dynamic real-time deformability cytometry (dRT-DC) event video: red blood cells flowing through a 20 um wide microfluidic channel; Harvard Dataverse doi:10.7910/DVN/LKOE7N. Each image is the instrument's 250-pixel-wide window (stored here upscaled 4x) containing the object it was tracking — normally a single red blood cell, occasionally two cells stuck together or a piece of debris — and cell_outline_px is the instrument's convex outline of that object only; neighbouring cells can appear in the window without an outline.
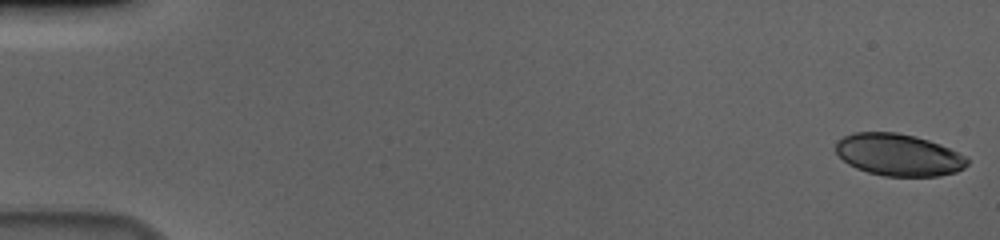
{"species": "human", "species_latin": "Homo sapiens", "temperature_condition": "cold", "stored_images_in_passage": 59, "camera_frame_rate_fps": 3000, "um_per_image_px": 0.085, "donor": {"sex": "male"}, "frame": {"image": 1, "passage_image": 1, "time_ms": 0.0, "image_size_px": [1000, 240], "cell_outline_px": [[968, 164], [964, 168], [956, 172], [940, 176], [884, 176], [868, 172], [856, 168], [848, 164], [836, 152], [836, 140], [852, 132], [896, 132], [916, 136], [940, 144], [968, 156]], "centroid_in_image_um": [76.39, 13.16], "position_along_channel_um": 8.6, "area_um2": 32.43}}
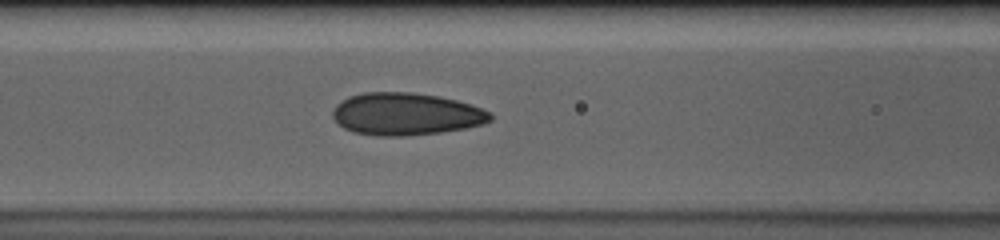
{"frame": {"image": 2, "passage_image": 27, "time_ms": 8.667, "image_size_px": [1000, 240], "cell_outline_px": [[492, 120], [484, 124], [464, 128], [440, 132], [404, 136], [376, 136], [352, 132], [344, 128], [332, 116], [332, 112], [336, 104], [348, 96], [364, 92], [412, 92], [440, 96], [456, 100], [492, 112]], "centroid_in_image_um": [34.49, 9.69], "position_along_channel_um": 132.1, "area_um2": 39.02}}
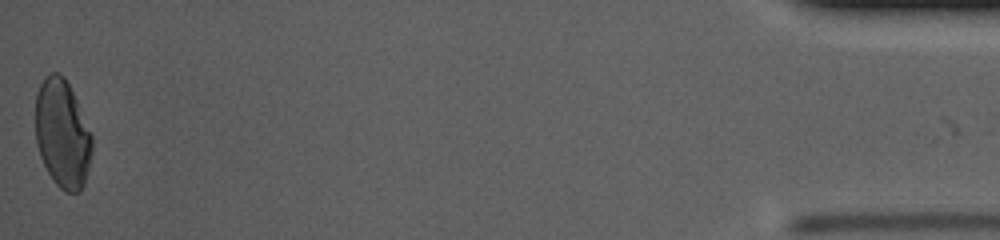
{"frame": {"image": 3, "passage_image": 59, "time_ms": 19.333, "image_size_px": [1000, 240], "cell_outline_px": [[92, 152], [84, 184], [80, 192], [64, 192], [52, 180], [40, 156], [36, 144], [36, 92], [44, 76], [52, 72], [56, 72], [64, 76], [76, 100], [92, 136]], "centroid_in_image_um": [5.29, 11.38], "position_along_channel_um": 429.9, "area_um2": 35.6}, "authors_computed_cell_mechanics": {"area_um2": 36.5874, "velocity_mm_per_s": 3.6269, "shape_relaxation_time_tau1_ms": null, "shape_relaxation_time_tau2_ms": 1.057, "deformation_change_tau1": null, "deformation_change_tau2": 0.0709}}